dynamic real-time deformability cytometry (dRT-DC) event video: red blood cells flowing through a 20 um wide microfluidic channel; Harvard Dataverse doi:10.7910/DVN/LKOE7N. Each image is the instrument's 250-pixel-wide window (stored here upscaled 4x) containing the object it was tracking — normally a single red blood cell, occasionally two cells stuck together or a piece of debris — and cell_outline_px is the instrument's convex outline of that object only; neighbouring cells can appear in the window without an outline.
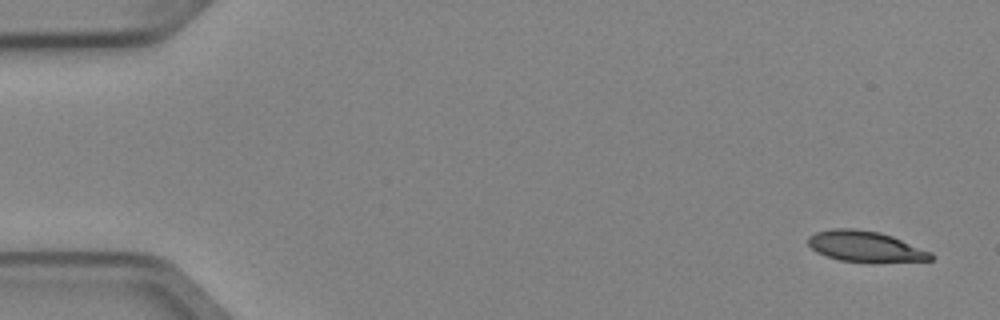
{"species": "Egyptian fruit bat (a non-hibernating species)", "species_latin": "Rousettus aegyptiacus", "temperature_condition": "cold", "stored_images_in_passage": 5, "camera_frame_rate_fps": 3000, "um_per_image_px": 0.085, "animal": {"sex": "female"}, "frame": {"image": 1, "passage_image": 1, "time_ms": 0.0, "image_size_px": [1000, 320], "cell_outline_px": [[936, 256], [932, 260], [872, 264], [840, 260], [816, 252], [808, 244], [808, 236], [816, 232], [836, 228], [852, 228], [880, 232], [892, 236], [932, 252]], "centroid_in_image_um": [73.61, 20.98], "position_along_channel_um": 11.4, "area_um2": 22.54}}